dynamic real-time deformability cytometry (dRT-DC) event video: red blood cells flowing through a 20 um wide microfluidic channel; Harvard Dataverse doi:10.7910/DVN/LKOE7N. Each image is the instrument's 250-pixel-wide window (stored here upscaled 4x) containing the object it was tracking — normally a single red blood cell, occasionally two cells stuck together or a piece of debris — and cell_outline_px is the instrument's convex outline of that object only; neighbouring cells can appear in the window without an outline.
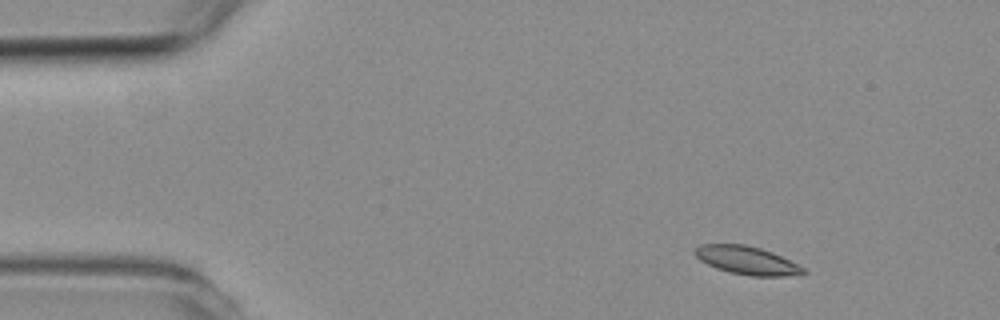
{"species": "common noctule bat (a hibernating species)", "species_latin": "Nyctalus noctula", "temperature_condition": "room temperature", "stored_images_in_passage": 4, "camera_frame_rate_fps": 3000, "um_per_image_px": 0.085, "animal": {"sex": "female", "body_mass_g": 19.3, "forearm_length_mm": 54.1}, "frame": {"image": 1, "passage_image": 1, "time_ms": 0.0, "image_size_px": [1000, 320], "cell_outline_px": [[808, 272], [784, 276], [752, 276], [732, 272], [716, 268], [700, 260], [692, 252], [700, 244], [744, 244], [760, 248], [772, 252], [804, 268]], "centroid_in_image_um": [63.45, 22.12], "position_along_channel_um": 21.6, "area_um2": 17.51}}
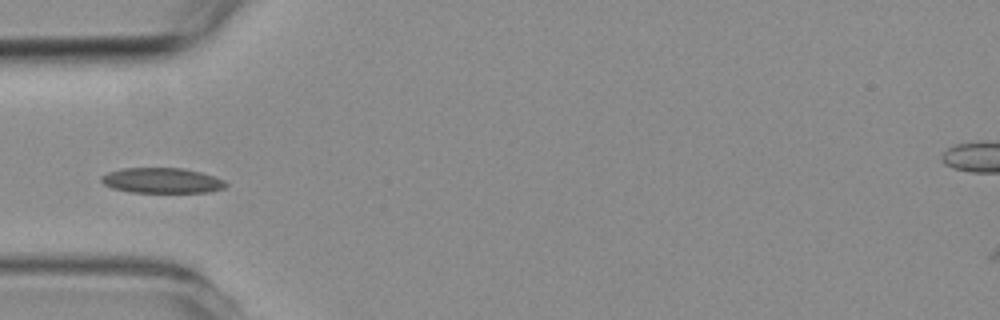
{"frame": {"image": 2, "passage_image": 4, "time_ms": 3.333, "image_size_px": [1000, 320], "cell_outline_px": [[228, 184], [224, 188], [208, 192], [132, 192], [112, 188], [104, 184], [100, 180], [100, 176], [108, 172], [120, 168], [184, 168], [200, 172], [224, 180]], "centroid_in_image_um": [13.73, 15.34], "position_along_channel_um": 71.3, "area_um2": 18.32}}